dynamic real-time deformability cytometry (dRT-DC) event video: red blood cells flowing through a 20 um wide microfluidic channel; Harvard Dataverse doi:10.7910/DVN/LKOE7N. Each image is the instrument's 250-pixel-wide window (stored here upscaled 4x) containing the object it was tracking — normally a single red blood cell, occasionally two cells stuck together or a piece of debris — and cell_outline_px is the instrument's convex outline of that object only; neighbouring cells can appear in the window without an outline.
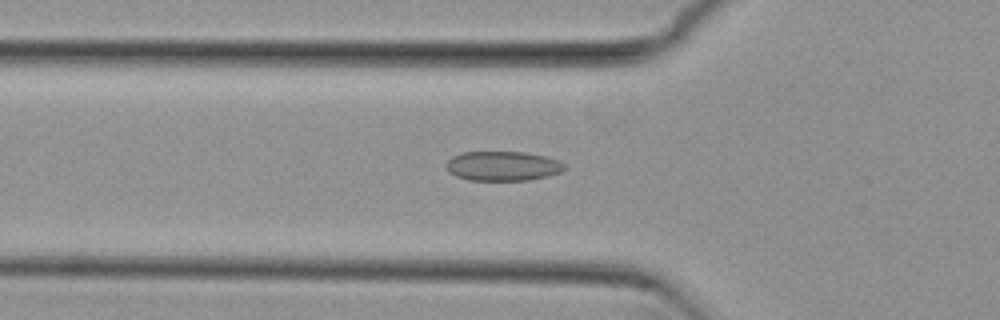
{"species": "common noctule bat (a hibernating species)", "species_latin": "Nyctalus noctula", "temperature_condition": "cold", "stored_images_in_passage": 52, "camera_frame_rate_fps": 3000, "um_per_image_px": 0.085, "animal": {"sex": "female", "body_mass_g": 29.2, "forearm_length_mm": 56.3}, "frame": {"image": 1, "passage_image": 17, "time_ms": 5.333, "image_size_px": [1000, 320], "cell_outline_px": [[564, 168], [560, 172], [548, 176], [528, 180], [468, 180], [456, 176], [448, 172], [448, 160], [452, 156], [464, 152], [524, 152], [544, 156], [560, 160], [564, 164]], "centroid_in_image_um": [42.74, 14.11], "position_along_channel_um": 83.1, "area_um2": 20.23}}
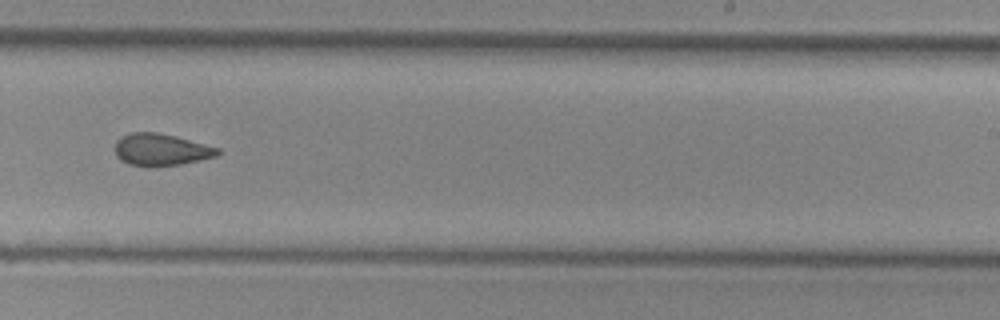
{"frame": {"image": 2, "passage_image": 32, "time_ms": 10.333, "image_size_px": [1000, 320], "cell_outline_px": [[220, 152], [216, 156], [200, 160], [180, 164], [152, 168], [148, 168], [128, 164], [120, 160], [116, 156], [116, 140], [132, 132], [156, 132], [176, 136], [220, 148]], "centroid_in_image_um": [13.68, 12.74], "position_along_channel_um": 275.3, "area_um2": 19.36}}
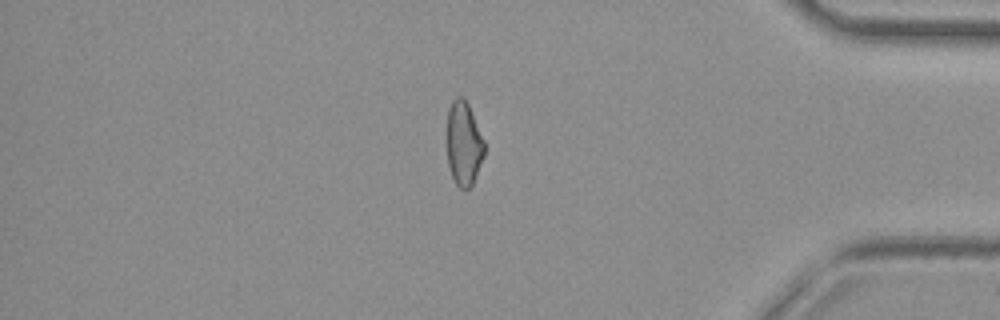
{"frame": {"image": 3, "passage_image": 44, "time_ms": 14.333, "image_size_px": [1000, 320], "cell_outline_px": [[484, 156], [472, 188], [464, 192], [456, 184], [452, 176], [448, 164], [448, 108], [452, 100], [456, 96], [460, 96], [468, 104], [484, 140]], "centroid_in_image_um": [39.43, 12.27], "position_along_channel_um": 395.8, "area_um2": 18.38}, "authors_computed_cell_mechanics": {"area_um2": 19.9699, "velocity_mm_per_s": 3.8339, "shape_relaxation_time_tau1_ms": null, "shape_relaxation_time_tau2_ms": 2.7684, "deformation_change_tau1": null, "deformation_change_tau2": 0.0752}}